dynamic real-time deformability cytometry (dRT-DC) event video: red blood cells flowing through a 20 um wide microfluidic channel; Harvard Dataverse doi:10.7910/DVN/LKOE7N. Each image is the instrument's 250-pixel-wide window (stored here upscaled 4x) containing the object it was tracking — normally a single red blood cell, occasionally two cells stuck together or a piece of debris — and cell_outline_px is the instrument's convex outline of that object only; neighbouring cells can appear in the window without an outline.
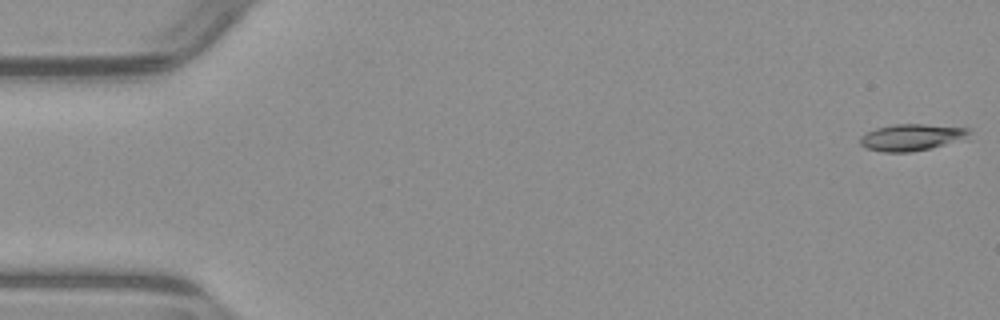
{"species": "common noctule bat (a hibernating species)", "species_latin": "Nyctalus noctula", "temperature_condition": "warm", "stored_images_in_passage": 53, "camera_frame_rate_fps": 3000, "um_per_image_px": 0.085, "animal": {"sex": "male", "body_mass_g": 23.1, "forearm_length_mm": 52.7}, "frame": {"image": 1, "passage_image": 1, "time_ms": 0.0, "image_size_px": [1000, 320], "cell_outline_px": [[972, 132], [964, 136], [944, 144], [932, 148], [908, 152], [884, 152], [868, 148], [860, 144], [860, 136], [876, 128], [896, 124], [924, 124], [972, 128]], "centroid_in_image_um": [77.44, 11.66], "position_along_channel_um": 7.6, "area_um2": 16.53}}
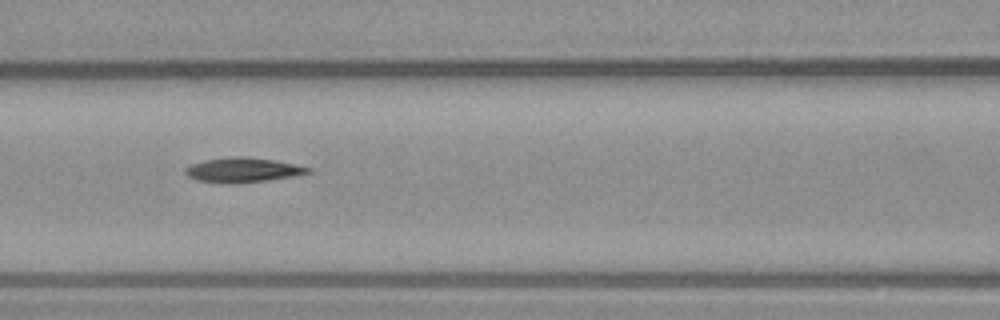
{"frame": {"image": 2, "passage_image": 23, "time_ms": 7.333, "image_size_px": [1000, 320], "cell_outline_px": [[312, 172], [296, 176], [236, 184], [228, 184], [196, 180], [188, 176], [184, 172], [184, 168], [192, 164], [204, 160], [236, 156], [244, 156], [272, 160], [312, 168]], "centroid_in_image_um": [20.62, 14.46], "position_along_channel_um": 146.0, "area_um2": 17.63}}
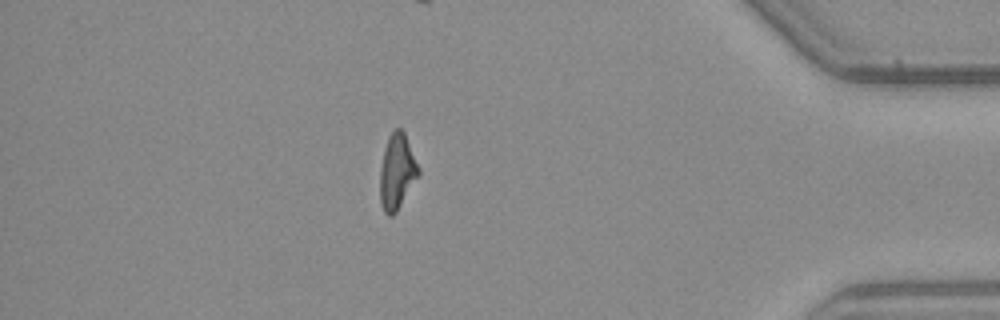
{"frame": {"image": 3, "passage_image": 46, "time_ms": 15.0, "image_size_px": [1000, 320], "cell_outline_px": [[420, 176], [396, 212], [392, 216], [388, 216], [384, 212], [380, 204], [380, 168], [384, 148], [388, 136], [396, 128], [400, 128], [404, 132], [420, 168]], "centroid_in_image_um": [33.75, 14.61], "position_along_channel_um": 401.4, "area_um2": 17.17}}